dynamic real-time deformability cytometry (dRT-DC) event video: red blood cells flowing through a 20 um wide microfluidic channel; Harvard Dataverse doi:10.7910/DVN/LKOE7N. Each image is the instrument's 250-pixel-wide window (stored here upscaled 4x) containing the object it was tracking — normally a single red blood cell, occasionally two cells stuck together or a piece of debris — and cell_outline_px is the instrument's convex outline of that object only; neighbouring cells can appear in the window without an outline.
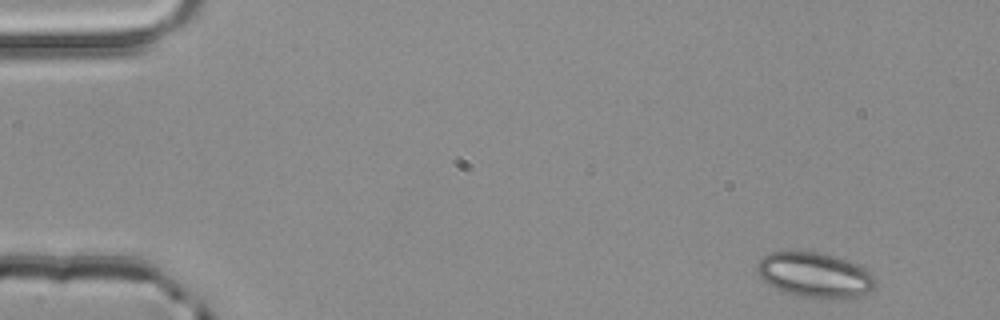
{"species": "common noctule bat (a hibernating species)", "species_latin": "Nyctalus noctula", "temperature_condition": "room temperature", "stored_images_in_passage": 3, "camera_frame_rate_fps": 3000, "um_per_image_px": 0.085, "animal": {"sex": "male", "body_mass_g": 20.4}, "frame": {"image": 1, "passage_image": 1, "time_ms": 0.0, "image_size_px": [1000, 320], "cell_outline_px": [[876, 284], [868, 292], [860, 296], [840, 300], [800, 296], [784, 292], [768, 284], [756, 272], [756, 264], [764, 256], [772, 252], [820, 252], [856, 264], [872, 272], [876, 280]], "centroid_in_image_um": [69.28, 23.4], "position_along_channel_um": 15.7, "area_um2": 31.04}}